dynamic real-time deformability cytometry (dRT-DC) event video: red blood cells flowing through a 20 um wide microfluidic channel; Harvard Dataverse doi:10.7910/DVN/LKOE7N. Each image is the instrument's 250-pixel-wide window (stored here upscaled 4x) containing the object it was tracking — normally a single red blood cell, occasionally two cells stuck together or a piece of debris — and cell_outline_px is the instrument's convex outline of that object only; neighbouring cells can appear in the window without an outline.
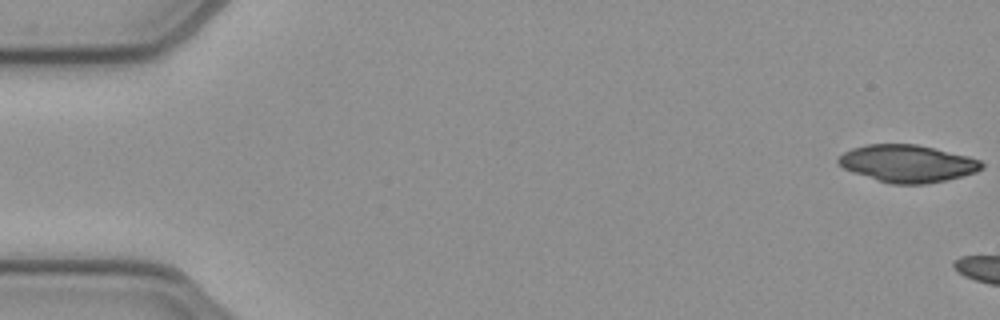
{"species": "common noctule bat (a hibernating species)", "species_latin": "Nyctalus noctula", "temperature_condition": "cold", "stored_images_in_passage": 5, "camera_frame_rate_fps": 3000, "um_per_image_px": 0.085, "animal": {"sex": "female", "body_mass_g": 21.9}, "frame": {"image": 1, "passage_image": 1, "time_ms": 0.0, "image_size_px": [1000, 320], "cell_outline_px": [[984, 168], [976, 172], [944, 180], [924, 184], [892, 184], [876, 180], [844, 168], [836, 160], [844, 152], [852, 148], [868, 144], [916, 144], [936, 148], [968, 156], [980, 160], [984, 164]], "centroid_in_image_um": [77.15, 13.89], "position_along_channel_um": 7.8, "area_um2": 30.98}}